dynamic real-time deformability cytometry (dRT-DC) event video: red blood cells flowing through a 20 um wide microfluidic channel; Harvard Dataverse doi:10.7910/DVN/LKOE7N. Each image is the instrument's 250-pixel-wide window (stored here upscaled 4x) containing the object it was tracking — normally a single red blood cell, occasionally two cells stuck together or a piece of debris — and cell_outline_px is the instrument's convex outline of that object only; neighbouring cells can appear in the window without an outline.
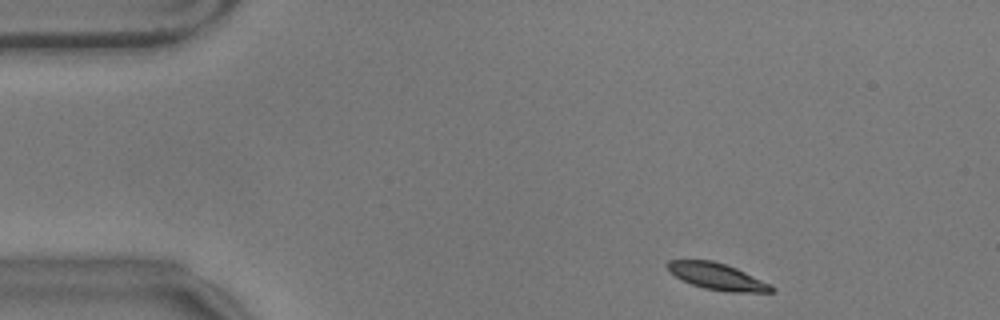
{"species": "common noctule bat (a hibernating species)", "species_latin": "Nyctalus noctula", "temperature_condition": "warm", "stored_images_in_passage": 52, "camera_frame_rate_fps": 3000, "um_per_image_px": 0.085, "animal": {"sex": "male", "body_mass_g": 17.9}, "frame": {"image": 1, "passage_image": 2, "time_ms": 0.333, "image_size_px": [1000, 320], "cell_outline_px": [[776, 292], [728, 292], [704, 288], [692, 284], [668, 272], [664, 264], [668, 260], [712, 260], [736, 268], [772, 284], [776, 288]], "centroid_in_image_um": [60.97, 23.5], "position_along_channel_um": 24.0, "area_um2": 16.24}}
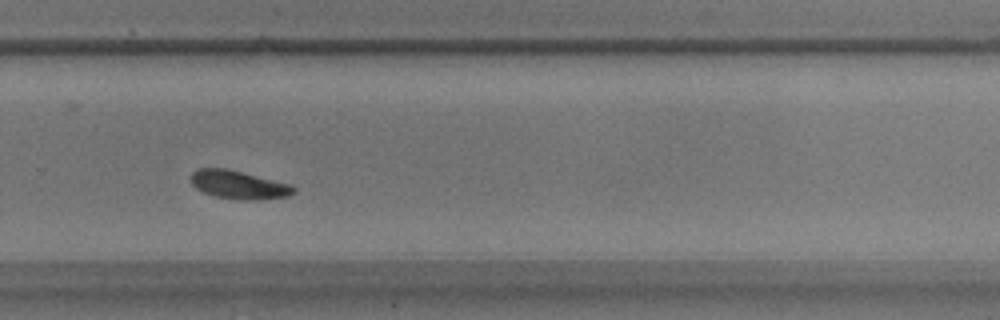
{"frame": {"image": 2, "passage_image": 33, "time_ms": 10.667, "image_size_px": [1000, 320], "cell_outline_px": [[296, 192], [288, 196], [260, 200], [240, 200], [212, 196], [196, 188], [192, 184], [192, 172], [196, 168], [228, 168], [292, 184], [296, 188]], "centroid_in_image_um": [20.32, 15.7], "position_along_channel_um": 309.5, "area_um2": 17.28}}
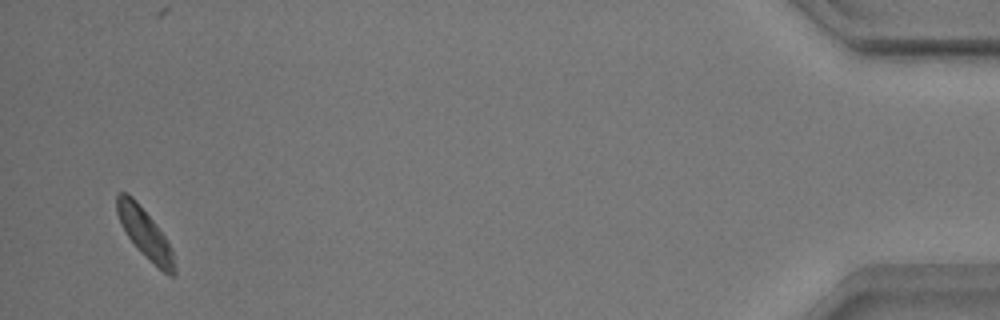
{"frame": {"image": 3, "passage_image": 50, "time_ms": 16.333, "image_size_px": [1000, 320], "cell_outline_px": [[176, 276], [172, 276], [164, 272], [136, 248], [120, 224], [116, 212], [116, 196], [120, 192], [128, 192], [136, 200], [152, 220], [164, 236], [172, 252], [176, 264]], "centroid_in_image_um": [12.29, 19.82], "position_along_channel_um": 422.9, "area_um2": 16.36}, "authors_computed_cell_mechanics": {"area_um2": 16.8776, "velocity_mm_per_s": 3.4641, "shape_relaxation_time_tau1_ms": 2.2895, "shape_relaxation_time_tau2_ms": null, "deformation_change_tau1": 0.0829, "deformation_change_tau2": null}}